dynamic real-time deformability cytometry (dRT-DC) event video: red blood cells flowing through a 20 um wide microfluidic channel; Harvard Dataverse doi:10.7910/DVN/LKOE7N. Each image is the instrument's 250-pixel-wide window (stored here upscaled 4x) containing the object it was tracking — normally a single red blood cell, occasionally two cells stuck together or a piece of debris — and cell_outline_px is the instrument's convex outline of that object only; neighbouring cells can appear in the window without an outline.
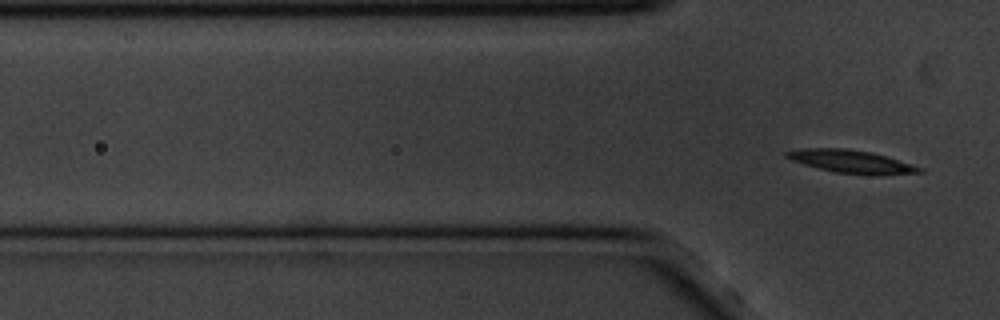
{"species": "common noctule bat (a hibernating species)", "species_latin": "Nyctalus noctula", "temperature_condition": "cold", "stored_images_in_passage": 4, "camera_frame_rate_fps": 3000, "um_per_image_px": 0.085, "animal": {"sex": "male", "body_mass_g": 20.1, "forearm_length_mm": 53.5}, "frame": {"image": 1, "passage_image": 4, "time_ms": 1.0, "image_size_px": [1000, 320], "cell_outline_px": [[924, 172], [876, 176], [868, 176], [836, 172], [804, 164], [792, 160], [784, 156], [784, 152], [800, 148], [844, 148], [872, 152], [924, 168]], "centroid_in_image_um": [72.39, 13.74], "position_along_channel_um": 53.4, "area_um2": 17.92}}